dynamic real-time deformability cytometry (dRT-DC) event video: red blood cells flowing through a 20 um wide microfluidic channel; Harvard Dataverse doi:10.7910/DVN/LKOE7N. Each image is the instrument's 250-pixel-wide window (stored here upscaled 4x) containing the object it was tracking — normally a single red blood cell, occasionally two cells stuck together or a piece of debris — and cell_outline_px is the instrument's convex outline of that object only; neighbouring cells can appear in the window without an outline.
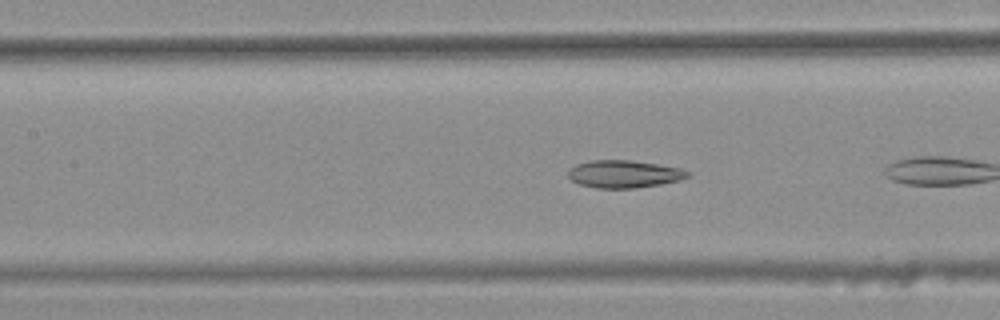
{"species": "common noctule bat (a hibernating species)", "species_latin": "Nyctalus noctula", "temperature_condition": "warm", "stored_images_in_passage": 14, "camera_frame_rate_fps": 3000, "um_per_image_px": 0.085, "animal": {"sex": "female", "body_mass_g": 25.1}, "frame": {"image": 1, "passage_image": 7, "time_ms": 2.0, "image_size_px": [1000, 320], "cell_outline_px": [[692, 172], [688, 176], [680, 180], [660, 184], [636, 188], [596, 188], [580, 184], [572, 180], [568, 176], [568, 172], [576, 164], [592, 160], [628, 160], [656, 164], [680, 168]], "centroid_in_image_um": [53.06, 14.79], "position_along_channel_um": 154.3, "area_um2": 19.02}}